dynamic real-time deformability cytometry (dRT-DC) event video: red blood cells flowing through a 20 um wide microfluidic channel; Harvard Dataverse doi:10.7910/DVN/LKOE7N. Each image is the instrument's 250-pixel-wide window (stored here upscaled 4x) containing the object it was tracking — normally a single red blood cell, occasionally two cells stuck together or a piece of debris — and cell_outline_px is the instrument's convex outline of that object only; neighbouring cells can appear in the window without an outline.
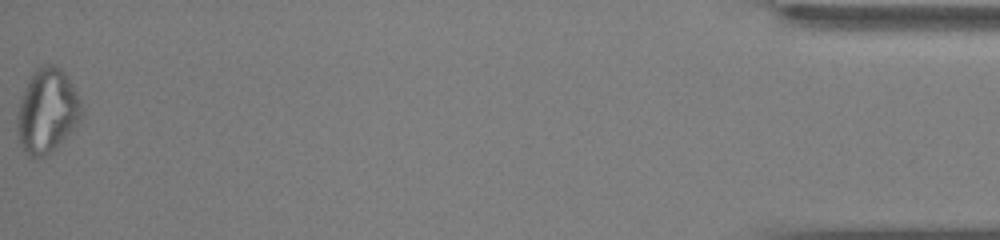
{"species": "common noctule bat (a hibernating species)", "species_latin": "Nyctalus noctula", "temperature_condition": "cold", "stored_images_in_passage": 39, "camera_frame_rate_fps": 3000, "um_per_image_px": 0.085, "animal": {"sex": "male", "body_mass_g": 13.0, "forearm_length_mm": 53.1}, "frame": {"image": 1, "passage_image": 39, "time_ms": 12.667, "image_size_px": [1000, 240], "cell_outline_px": [[80, 116], [72, 128], [48, 152], [36, 160], [28, 156], [24, 152], [20, 144], [16, 128], [16, 116], [20, 96], [32, 72], [36, 68], [48, 64], [52, 64], [60, 68], [64, 72], [72, 84], [76, 92], [80, 104]], "centroid_in_image_um": [3.91, 9.39], "position_along_channel_um": 431.3, "area_um2": 30.98}, "authors_computed_cell_mechanics": {"area_um2": 19.4208, "velocity_mm_per_s": 3.5907, "shape_relaxation_time_tau1_ms": null, "shape_relaxation_time_tau2_ms": 8.6765, "deformation_change_tau1": null, "deformation_change_tau2": 0.1693}}